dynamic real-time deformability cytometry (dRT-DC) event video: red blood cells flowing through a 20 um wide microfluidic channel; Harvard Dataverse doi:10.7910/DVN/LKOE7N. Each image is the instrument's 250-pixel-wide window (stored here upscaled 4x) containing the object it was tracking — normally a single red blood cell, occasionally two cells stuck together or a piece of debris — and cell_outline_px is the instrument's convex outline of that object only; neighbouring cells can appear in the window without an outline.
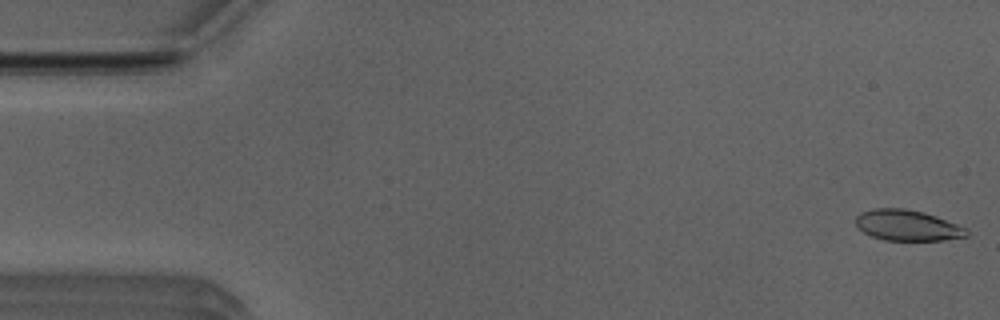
{"species": "Egyptian fruit bat (a non-hibernating species)", "species_latin": "Rousettus aegyptiacus", "temperature_condition": "room temperature", "stored_images_in_passage": 51, "camera_frame_rate_fps": 3000, "um_per_image_px": 0.085, "animal": {"sex": "male"}, "frame": {"image": 1, "passage_image": 1, "time_ms": 0.0, "image_size_px": [1000, 320], "cell_outline_px": [[968, 236], [944, 240], [884, 240], [872, 236], [856, 228], [856, 216], [860, 212], [872, 208], [904, 208], [924, 212], [936, 216], [956, 224], [964, 228], [968, 232]], "centroid_in_image_um": [77.08, 19.15], "position_along_channel_um": 7.9, "area_um2": 19.88}}
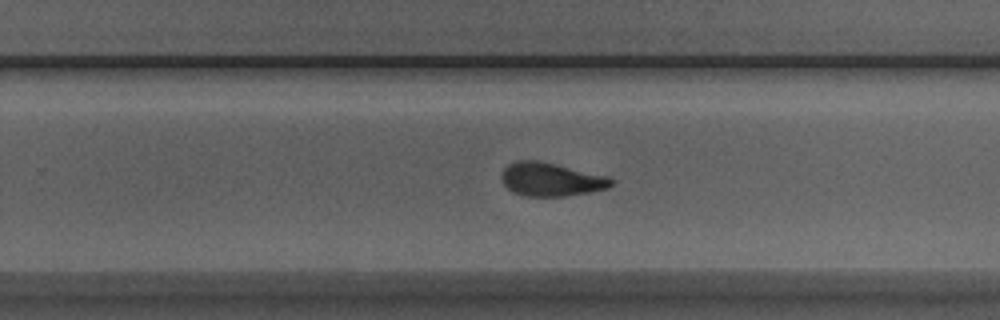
{"frame": {"image": 2, "passage_image": 32, "time_ms": 10.333, "image_size_px": [1000, 320], "cell_outline_px": [[616, 180], [608, 188], [588, 192], [564, 196], [524, 196], [512, 192], [504, 184], [500, 176], [504, 168], [508, 164], [516, 160], [536, 160], [608, 176]], "centroid_in_image_um": [46.81, 15.25], "position_along_channel_um": 283.0, "area_um2": 21.33}}
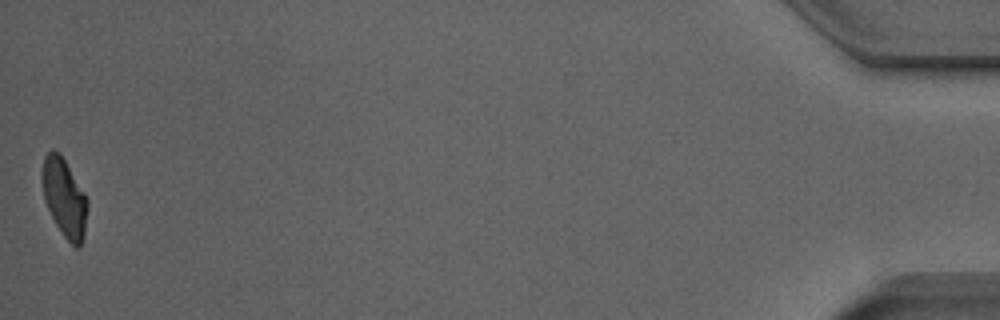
{"frame": {"image": 3, "passage_image": 51, "time_ms": 16.667, "image_size_px": [1000, 320], "cell_outline_px": [[88, 208], [84, 236], [80, 248], [76, 248], [64, 236], [56, 224], [44, 200], [44, 156], [52, 148], [60, 152], [84, 192], [88, 200]], "centroid_in_image_um": [5.52, 16.83], "position_along_channel_um": 429.7, "area_um2": 20.29}, "authors_computed_cell_mechanics": {"area_um2": 21.5016, "velocity_mm_per_s": 3.9562, "shape_relaxation_time_tau1_ms": 4.9341, "shape_relaxation_time_tau2_ms": 2.0321, "deformation_change_tau1": 0.1623, "deformation_change_tau2": 0.0909}}